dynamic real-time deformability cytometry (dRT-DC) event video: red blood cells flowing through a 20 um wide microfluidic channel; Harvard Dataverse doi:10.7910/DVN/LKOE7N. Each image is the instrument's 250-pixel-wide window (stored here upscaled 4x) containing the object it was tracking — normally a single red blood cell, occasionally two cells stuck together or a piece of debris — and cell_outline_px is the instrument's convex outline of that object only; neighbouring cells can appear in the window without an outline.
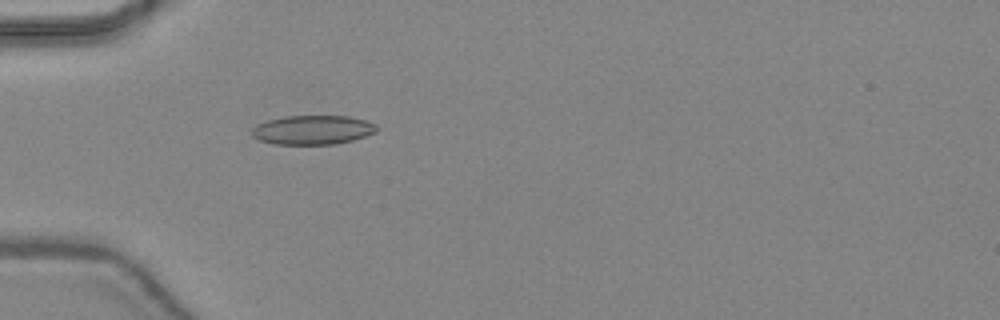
{"species": "common noctule bat (a hibernating species)", "species_latin": "Nyctalus noctula", "temperature_condition": "warm", "stored_images_in_passage": 47, "camera_frame_rate_fps": 3000, "um_per_image_px": 0.085, "animal": {"sex": "female", "body_mass_g": 24.6, "forearm_length_mm": 56.2}, "frame": {"image": 1, "passage_image": 16, "time_ms": 5.0, "image_size_px": [1000, 320], "cell_outline_px": [[376, 132], [352, 140], [336, 144], [276, 144], [260, 140], [252, 136], [252, 128], [256, 124], [268, 120], [284, 116], [348, 116], [364, 120], [376, 124]], "centroid_in_image_um": [26.55, 11.04], "position_along_channel_um": 58.4, "area_um2": 21.1}}
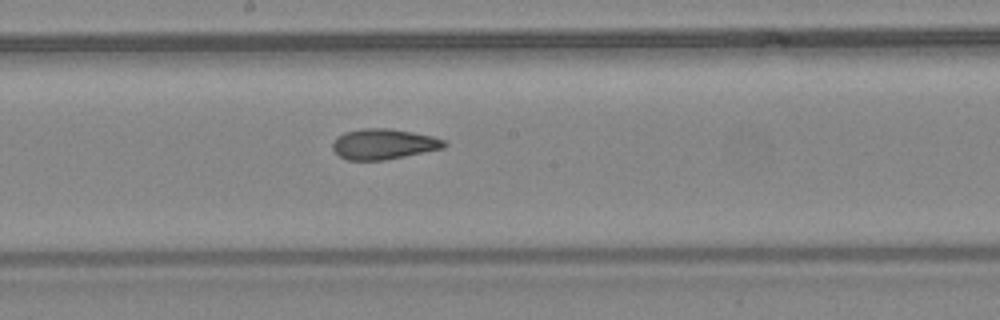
{"frame": {"image": 2, "passage_image": 27, "time_ms": 8.667, "image_size_px": [1000, 320], "cell_outline_px": [[448, 144], [444, 148], [384, 160], [348, 160], [340, 156], [332, 148], [332, 144], [336, 136], [344, 132], [360, 128], [388, 128], [412, 132], [432, 136], [444, 140]], "centroid_in_image_um": [32.58, 12.23], "position_along_channel_um": 215.6, "area_um2": 19.83}}
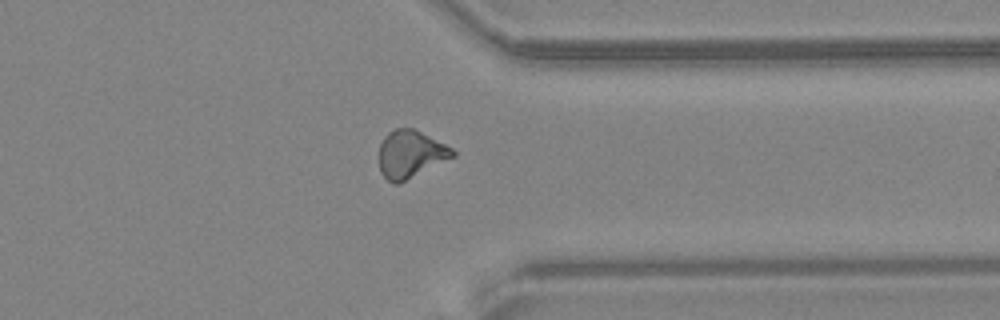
{"frame": {"image": 3, "passage_image": 38, "time_ms": 12.333, "image_size_px": [1000, 320], "cell_outline_px": [[456, 156], [400, 184], [392, 184], [380, 172], [380, 144], [384, 136], [388, 132], [396, 128], [412, 128], [452, 148], [456, 152]], "centroid_in_image_um": [34.89, 13.13], "position_along_channel_um": 376.5, "area_um2": 20.4}, "authors_computed_cell_mechanics": {"area_um2": 20.23, "velocity_mm_per_s": 4.468, "shape_relaxation_time_tau1_ms": null, "shape_relaxation_time_tau2_ms": 2.0152, "deformation_change_tau1": null, "deformation_change_tau2": 0.0927}}